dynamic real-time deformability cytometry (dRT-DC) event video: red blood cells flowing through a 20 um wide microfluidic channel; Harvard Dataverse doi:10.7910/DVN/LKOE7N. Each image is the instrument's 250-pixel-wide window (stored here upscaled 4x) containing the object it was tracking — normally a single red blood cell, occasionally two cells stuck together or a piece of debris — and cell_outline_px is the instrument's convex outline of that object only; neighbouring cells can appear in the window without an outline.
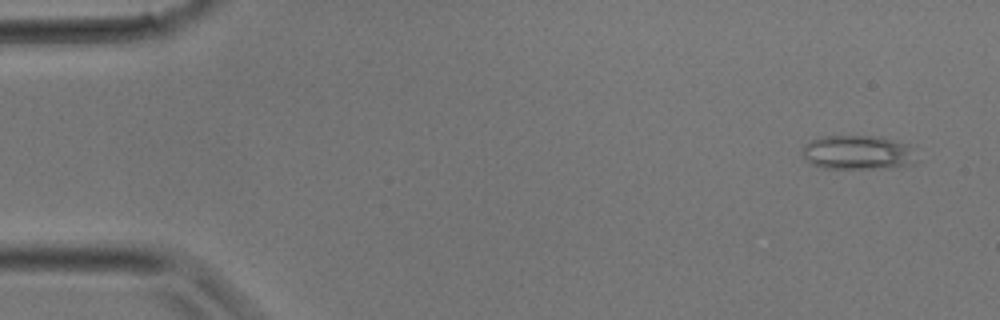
{"species": "common noctule bat (a hibernating species)", "species_latin": "Nyctalus noctula", "temperature_condition": "room temperature", "stored_images_in_passage": 21, "camera_frame_rate_fps": 3000, "um_per_image_px": 0.085, "animal": {"sex": "male", "body_mass_g": 17.9}, "frame": {"image": 1, "passage_image": 2, "time_ms": 0.333, "image_size_px": [1000, 320], "cell_outline_px": [[920, 160], [916, 164], [872, 168], [820, 168], [812, 164], [800, 152], [800, 148], [804, 144], [820, 136], [880, 136], [904, 144]], "centroid_in_image_um": [72.85, 12.96], "position_along_channel_um": 12.2, "area_um2": 22.66}}
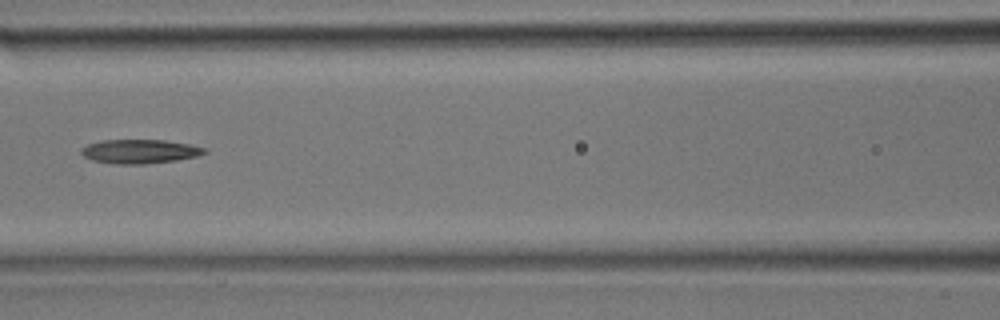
{"frame": {"image": 2, "passage_image": 14, "time_ms": 4.333, "image_size_px": [1000, 320], "cell_outline_px": [[208, 152], [196, 156], [176, 160], [144, 164], [116, 164], [92, 160], [84, 156], [80, 152], [80, 148], [88, 144], [100, 140], [164, 140], [188, 144], [208, 148]], "centroid_in_image_um": [11.87, 12.87], "position_along_channel_um": 154.7, "area_um2": 17.28}}
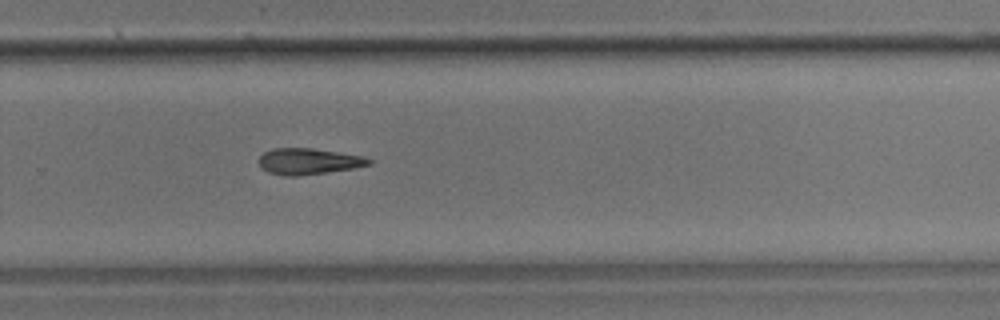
{"frame": {"image": 3, "passage_image": 21, "time_ms": 6.667, "image_size_px": [1000, 320], "cell_outline_px": [[372, 164], [352, 168], [296, 176], [284, 176], [268, 172], [260, 168], [260, 156], [264, 152], [272, 148], [312, 148], [364, 156], [372, 160]], "centroid_in_image_um": [26.2, 13.71], "position_along_channel_um": 303.6, "area_um2": 16.65}}